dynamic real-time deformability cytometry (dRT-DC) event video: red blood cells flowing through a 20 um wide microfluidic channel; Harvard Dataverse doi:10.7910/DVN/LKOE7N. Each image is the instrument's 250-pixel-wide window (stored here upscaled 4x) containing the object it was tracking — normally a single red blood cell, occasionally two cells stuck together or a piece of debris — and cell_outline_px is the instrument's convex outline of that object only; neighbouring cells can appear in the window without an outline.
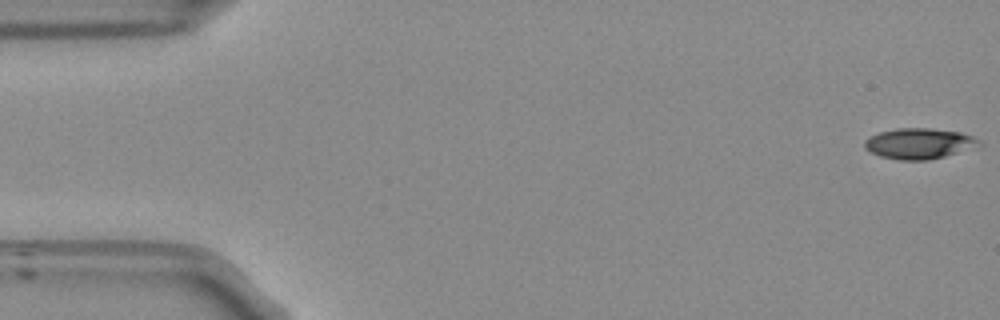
{"species": "Egyptian fruit bat (a non-hibernating species)", "species_latin": "Rousettus aegyptiacus", "temperature_condition": "room temperature", "stored_images_in_passage": 53, "camera_frame_rate_fps": 3000, "um_per_image_px": 0.085, "frame": {"image": 1, "passage_image": 1, "time_ms": 0.0, "image_size_px": [1000, 320], "cell_outline_px": [[984, 144], [980, 148], [928, 160], [900, 160], [880, 156], [864, 148], [864, 140], [880, 132], [896, 128], [932, 128], [960, 132], [972, 136], [980, 140]], "centroid_in_image_um": [78.22, 12.2], "position_along_channel_um": 6.8, "area_um2": 20.81}}
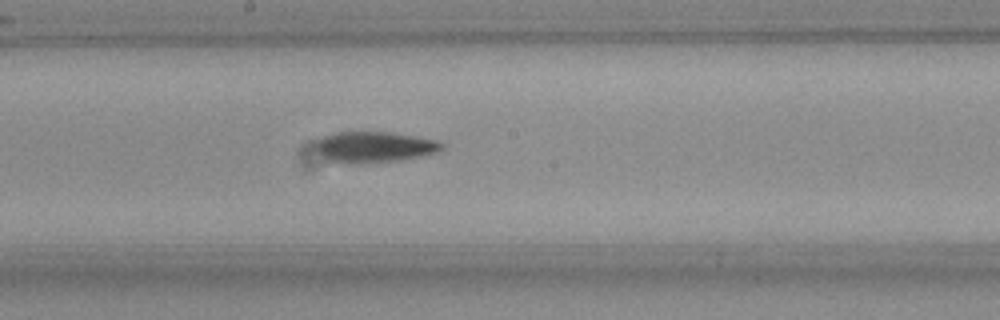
{"frame": {"image": 2, "passage_image": 28, "time_ms": 9.0, "image_size_px": [1000, 320], "cell_outline_px": [[444, 148], [440, 152], [400, 160], [328, 160], [320, 152], [316, 144], [316, 140], [324, 136], [336, 132], [392, 132], [436, 140], [444, 144]], "centroid_in_image_um": [31.93, 12.43], "position_along_channel_um": 216.3, "area_um2": 21.5}}
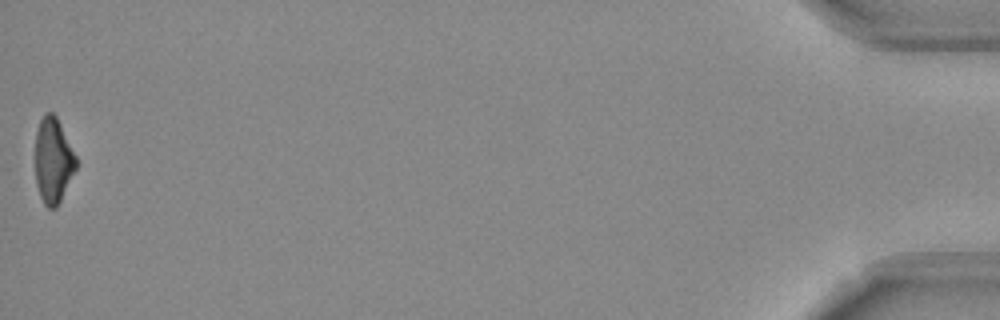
{"frame": {"image": 3, "passage_image": 53, "time_ms": 17.333, "image_size_px": [1000, 320], "cell_outline_px": [[76, 168], [56, 208], [48, 208], [44, 204], [40, 196], [36, 184], [36, 132], [40, 120], [44, 112], [52, 112], [56, 116], [76, 156]], "centroid_in_image_um": [4.5, 13.63], "position_along_channel_um": 430.7, "area_um2": 20.0}, "authors_computed_cell_mechanics": {"area_um2": 21.7328, "velocity_mm_per_s": 3.8257, "shape_relaxation_time_tau1_ms": 6.0003, "shape_relaxation_time_tau2_ms": 9.2444, "deformation_change_tau1": 0.197, "deformation_change_tau2": 0.2452}}